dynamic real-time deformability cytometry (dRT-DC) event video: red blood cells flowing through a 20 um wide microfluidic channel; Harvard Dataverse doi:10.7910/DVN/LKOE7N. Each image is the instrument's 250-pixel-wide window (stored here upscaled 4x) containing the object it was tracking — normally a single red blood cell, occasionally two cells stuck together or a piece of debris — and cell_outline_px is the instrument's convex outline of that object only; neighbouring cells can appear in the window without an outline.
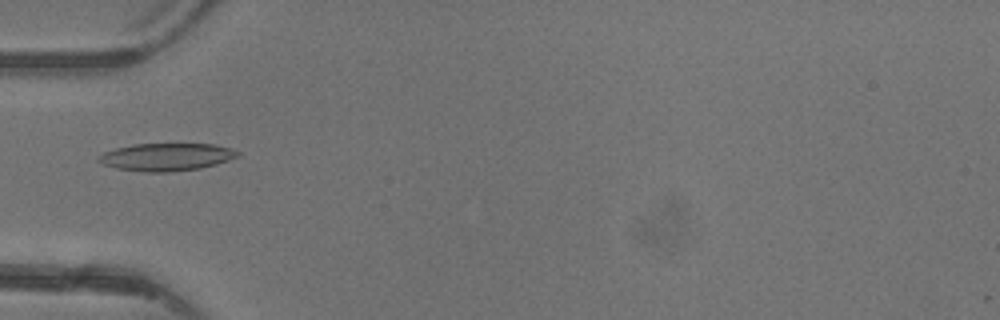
{"species": "common noctule bat (a hibernating species)", "species_latin": "Nyctalus noctula", "temperature_condition": "warm", "stored_images_in_passage": 2, "camera_frame_rate_fps": 3000, "um_per_image_px": 0.085, "animal": {"sex": "female"}, "frame": {"image": 1, "passage_image": 2, "time_ms": 1.0, "image_size_px": [1000, 320], "cell_outline_px": [[240, 156], [216, 164], [200, 168], [168, 172], [144, 172], [116, 168], [104, 164], [96, 160], [96, 156], [104, 152], [116, 148], [132, 144], [216, 144], [232, 148], [240, 152]], "centroid_in_image_um": [14.15, 13.34], "position_along_channel_um": 70.9, "area_um2": 22.48}}